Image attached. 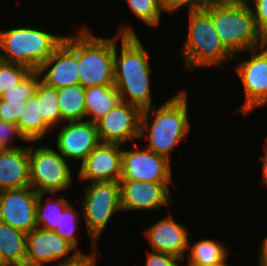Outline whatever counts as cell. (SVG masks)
Returning <instances> with one entry per match:
<instances>
[{
	"instance_id": "cell-39",
	"label": "cell",
	"mask_w": 267,
	"mask_h": 266,
	"mask_svg": "<svg viewBox=\"0 0 267 266\" xmlns=\"http://www.w3.org/2000/svg\"><path fill=\"white\" fill-rule=\"evenodd\" d=\"M265 143H266V145H265V149H264V154H263V156H262V177H261V179H262V181L264 182V184L266 185V187H267V138L265 139V141H264Z\"/></svg>"
},
{
	"instance_id": "cell-34",
	"label": "cell",
	"mask_w": 267,
	"mask_h": 266,
	"mask_svg": "<svg viewBox=\"0 0 267 266\" xmlns=\"http://www.w3.org/2000/svg\"><path fill=\"white\" fill-rule=\"evenodd\" d=\"M182 260L174 255L159 251L147 250L144 266H180Z\"/></svg>"
},
{
	"instance_id": "cell-18",
	"label": "cell",
	"mask_w": 267,
	"mask_h": 266,
	"mask_svg": "<svg viewBox=\"0 0 267 266\" xmlns=\"http://www.w3.org/2000/svg\"><path fill=\"white\" fill-rule=\"evenodd\" d=\"M144 235L151 250L174 255L185 262L190 232L170 213L145 229Z\"/></svg>"
},
{
	"instance_id": "cell-24",
	"label": "cell",
	"mask_w": 267,
	"mask_h": 266,
	"mask_svg": "<svg viewBox=\"0 0 267 266\" xmlns=\"http://www.w3.org/2000/svg\"><path fill=\"white\" fill-rule=\"evenodd\" d=\"M45 196L47 197L43 200ZM57 197V193L38 194L36 203L37 228L54 231L58 226L60 215L70 201L63 196Z\"/></svg>"
},
{
	"instance_id": "cell-35",
	"label": "cell",
	"mask_w": 267,
	"mask_h": 266,
	"mask_svg": "<svg viewBox=\"0 0 267 266\" xmlns=\"http://www.w3.org/2000/svg\"><path fill=\"white\" fill-rule=\"evenodd\" d=\"M251 4L249 6L252 9L257 29L261 33L267 32V0H251Z\"/></svg>"
},
{
	"instance_id": "cell-15",
	"label": "cell",
	"mask_w": 267,
	"mask_h": 266,
	"mask_svg": "<svg viewBox=\"0 0 267 266\" xmlns=\"http://www.w3.org/2000/svg\"><path fill=\"white\" fill-rule=\"evenodd\" d=\"M37 197L31 186L0 191V221L30 233L37 228Z\"/></svg>"
},
{
	"instance_id": "cell-21",
	"label": "cell",
	"mask_w": 267,
	"mask_h": 266,
	"mask_svg": "<svg viewBox=\"0 0 267 266\" xmlns=\"http://www.w3.org/2000/svg\"><path fill=\"white\" fill-rule=\"evenodd\" d=\"M27 234L0 221V255L7 266L25 265Z\"/></svg>"
},
{
	"instance_id": "cell-10",
	"label": "cell",
	"mask_w": 267,
	"mask_h": 266,
	"mask_svg": "<svg viewBox=\"0 0 267 266\" xmlns=\"http://www.w3.org/2000/svg\"><path fill=\"white\" fill-rule=\"evenodd\" d=\"M37 71L42 82L56 89L79 84L78 33L65 35Z\"/></svg>"
},
{
	"instance_id": "cell-31",
	"label": "cell",
	"mask_w": 267,
	"mask_h": 266,
	"mask_svg": "<svg viewBox=\"0 0 267 266\" xmlns=\"http://www.w3.org/2000/svg\"><path fill=\"white\" fill-rule=\"evenodd\" d=\"M15 138L23 142L26 141L25 143L29 142L21 133L17 124L0 120V150H11L22 147L12 143Z\"/></svg>"
},
{
	"instance_id": "cell-38",
	"label": "cell",
	"mask_w": 267,
	"mask_h": 266,
	"mask_svg": "<svg viewBox=\"0 0 267 266\" xmlns=\"http://www.w3.org/2000/svg\"><path fill=\"white\" fill-rule=\"evenodd\" d=\"M209 4L214 5H232V6H245L250 5L251 0H208Z\"/></svg>"
},
{
	"instance_id": "cell-20",
	"label": "cell",
	"mask_w": 267,
	"mask_h": 266,
	"mask_svg": "<svg viewBox=\"0 0 267 266\" xmlns=\"http://www.w3.org/2000/svg\"><path fill=\"white\" fill-rule=\"evenodd\" d=\"M121 101L118 90L114 85L85 88L86 120L96 124Z\"/></svg>"
},
{
	"instance_id": "cell-36",
	"label": "cell",
	"mask_w": 267,
	"mask_h": 266,
	"mask_svg": "<svg viewBox=\"0 0 267 266\" xmlns=\"http://www.w3.org/2000/svg\"><path fill=\"white\" fill-rule=\"evenodd\" d=\"M97 250L94 252H89V254H80L74 261L62 263L59 266H97Z\"/></svg>"
},
{
	"instance_id": "cell-23",
	"label": "cell",
	"mask_w": 267,
	"mask_h": 266,
	"mask_svg": "<svg viewBox=\"0 0 267 266\" xmlns=\"http://www.w3.org/2000/svg\"><path fill=\"white\" fill-rule=\"evenodd\" d=\"M17 125L21 133L31 143H38L53 131L42 119L38 111L37 89L33 96L26 101V107L19 118Z\"/></svg>"
},
{
	"instance_id": "cell-26",
	"label": "cell",
	"mask_w": 267,
	"mask_h": 266,
	"mask_svg": "<svg viewBox=\"0 0 267 266\" xmlns=\"http://www.w3.org/2000/svg\"><path fill=\"white\" fill-rule=\"evenodd\" d=\"M38 111L44 122L54 131L61 125L58 89L48 86L41 80L37 86Z\"/></svg>"
},
{
	"instance_id": "cell-40",
	"label": "cell",
	"mask_w": 267,
	"mask_h": 266,
	"mask_svg": "<svg viewBox=\"0 0 267 266\" xmlns=\"http://www.w3.org/2000/svg\"><path fill=\"white\" fill-rule=\"evenodd\" d=\"M227 259H228V257L223 261H220L218 263H213V264H187V265H184V266H230L226 262Z\"/></svg>"
},
{
	"instance_id": "cell-1",
	"label": "cell",
	"mask_w": 267,
	"mask_h": 266,
	"mask_svg": "<svg viewBox=\"0 0 267 266\" xmlns=\"http://www.w3.org/2000/svg\"><path fill=\"white\" fill-rule=\"evenodd\" d=\"M118 25V33L114 36V86L123 102L143 111L154 106L149 51L144 48L134 27ZM119 40L121 48L118 51Z\"/></svg>"
},
{
	"instance_id": "cell-28",
	"label": "cell",
	"mask_w": 267,
	"mask_h": 266,
	"mask_svg": "<svg viewBox=\"0 0 267 266\" xmlns=\"http://www.w3.org/2000/svg\"><path fill=\"white\" fill-rule=\"evenodd\" d=\"M79 214L78 209L70 202L62 211L59 224L54 231L71 243L82 254L78 247V239L76 238L79 229L78 223L81 221V215Z\"/></svg>"
},
{
	"instance_id": "cell-7",
	"label": "cell",
	"mask_w": 267,
	"mask_h": 266,
	"mask_svg": "<svg viewBox=\"0 0 267 266\" xmlns=\"http://www.w3.org/2000/svg\"><path fill=\"white\" fill-rule=\"evenodd\" d=\"M82 214L86 234L91 240L90 251L97 249L101 233L110 224V219L121 212L119 182H93L85 185Z\"/></svg>"
},
{
	"instance_id": "cell-37",
	"label": "cell",
	"mask_w": 267,
	"mask_h": 266,
	"mask_svg": "<svg viewBox=\"0 0 267 266\" xmlns=\"http://www.w3.org/2000/svg\"><path fill=\"white\" fill-rule=\"evenodd\" d=\"M259 259L258 265L259 266H267V235L263 238L260 242L259 246Z\"/></svg>"
},
{
	"instance_id": "cell-12",
	"label": "cell",
	"mask_w": 267,
	"mask_h": 266,
	"mask_svg": "<svg viewBox=\"0 0 267 266\" xmlns=\"http://www.w3.org/2000/svg\"><path fill=\"white\" fill-rule=\"evenodd\" d=\"M80 254L71 243L55 231L35 228L27 233L25 265L47 266L53 263L51 266H59L74 261Z\"/></svg>"
},
{
	"instance_id": "cell-13",
	"label": "cell",
	"mask_w": 267,
	"mask_h": 266,
	"mask_svg": "<svg viewBox=\"0 0 267 266\" xmlns=\"http://www.w3.org/2000/svg\"><path fill=\"white\" fill-rule=\"evenodd\" d=\"M141 113L138 107L121 101L96 123L100 142L120 145L138 142Z\"/></svg>"
},
{
	"instance_id": "cell-33",
	"label": "cell",
	"mask_w": 267,
	"mask_h": 266,
	"mask_svg": "<svg viewBox=\"0 0 267 266\" xmlns=\"http://www.w3.org/2000/svg\"><path fill=\"white\" fill-rule=\"evenodd\" d=\"M164 12L174 14L182 7L186 6V12L198 11L204 9L208 4V0H161Z\"/></svg>"
},
{
	"instance_id": "cell-17",
	"label": "cell",
	"mask_w": 267,
	"mask_h": 266,
	"mask_svg": "<svg viewBox=\"0 0 267 266\" xmlns=\"http://www.w3.org/2000/svg\"><path fill=\"white\" fill-rule=\"evenodd\" d=\"M56 137L55 149L68 161L79 163L100 143L96 124L87 120L64 122Z\"/></svg>"
},
{
	"instance_id": "cell-6",
	"label": "cell",
	"mask_w": 267,
	"mask_h": 266,
	"mask_svg": "<svg viewBox=\"0 0 267 266\" xmlns=\"http://www.w3.org/2000/svg\"><path fill=\"white\" fill-rule=\"evenodd\" d=\"M79 84L114 85V36L100 37L86 26L78 30Z\"/></svg>"
},
{
	"instance_id": "cell-30",
	"label": "cell",
	"mask_w": 267,
	"mask_h": 266,
	"mask_svg": "<svg viewBox=\"0 0 267 266\" xmlns=\"http://www.w3.org/2000/svg\"><path fill=\"white\" fill-rule=\"evenodd\" d=\"M39 72L32 70L18 85L4 92L0 99L7 101H27L36 92L39 81Z\"/></svg>"
},
{
	"instance_id": "cell-25",
	"label": "cell",
	"mask_w": 267,
	"mask_h": 266,
	"mask_svg": "<svg viewBox=\"0 0 267 266\" xmlns=\"http://www.w3.org/2000/svg\"><path fill=\"white\" fill-rule=\"evenodd\" d=\"M190 250V251H189ZM187 264H213L225 260L228 255L226 246L213 239H199L194 244L188 241Z\"/></svg>"
},
{
	"instance_id": "cell-27",
	"label": "cell",
	"mask_w": 267,
	"mask_h": 266,
	"mask_svg": "<svg viewBox=\"0 0 267 266\" xmlns=\"http://www.w3.org/2000/svg\"><path fill=\"white\" fill-rule=\"evenodd\" d=\"M129 10L146 27H158L161 23L162 14L165 13L161 0H126Z\"/></svg>"
},
{
	"instance_id": "cell-2",
	"label": "cell",
	"mask_w": 267,
	"mask_h": 266,
	"mask_svg": "<svg viewBox=\"0 0 267 266\" xmlns=\"http://www.w3.org/2000/svg\"><path fill=\"white\" fill-rule=\"evenodd\" d=\"M188 106V91L182 89L159 107L143 110L140 139L148 141L145 148L172 160L170 152L186 140L190 132Z\"/></svg>"
},
{
	"instance_id": "cell-4",
	"label": "cell",
	"mask_w": 267,
	"mask_h": 266,
	"mask_svg": "<svg viewBox=\"0 0 267 266\" xmlns=\"http://www.w3.org/2000/svg\"><path fill=\"white\" fill-rule=\"evenodd\" d=\"M65 35L49 33L37 27H13L0 30V57L2 61L20 64L31 70L38 68L63 42Z\"/></svg>"
},
{
	"instance_id": "cell-11",
	"label": "cell",
	"mask_w": 267,
	"mask_h": 266,
	"mask_svg": "<svg viewBox=\"0 0 267 266\" xmlns=\"http://www.w3.org/2000/svg\"><path fill=\"white\" fill-rule=\"evenodd\" d=\"M132 150L122 148V175L120 180L171 183V160L133 143ZM141 148V149H140Z\"/></svg>"
},
{
	"instance_id": "cell-16",
	"label": "cell",
	"mask_w": 267,
	"mask_h": 266,
	"mask_svg": "<svg viewBox=\"0 0 267 266\" xmlns=\"http://www.w3.org/2000/svg\"><path fill=\"white\" fill-rule=\"evenodd\" d=\"M171 183L120 180V203L123 211H153L169 207Z\"/></svg>"
},
{
	"instance_id": "cell-5",
	"label": "cell",
	"mask_w": 267,
	"mask_h": 266,
	"mask_svg": "<svg viewBox=\"0 0 267 266\" xmlns=\"http://www.w3.org/2000/svg\"><path fill=\"white\" fill-rule=\"evenodd\" d=\"M204 10L211 16L222 44L235 60L240 58V53L260 48L261 32L257 29L249 5L208 4Z\"/></svg>"
},
{
	"instance_id": "cell-8",
	"label": "cell",
	"mask_w": 267,
	"mask_h": 266,
	"mask_svg": "<svg viewBox=\"0 0 267 266\" xmlns=\"http://www.w3.org/2000/svg\"><path fill=\"white\" fill-rule=\"evenodd\" d=\"M29 145L30 186L38 194L65 192L73 186L68 160L48 145Z\"/></svg>"
},
{
	"instance_id": "cell-32",
	"label": "cell",
	"mask_w": 267,
	"mask_h": 266,
	"mask_svg": "<svg viewBox=\"0 0 267 266\" xmlns=\"http://www.w3.org/2000/svg\"><path fill=\"white\" fill-rule=\"evenodd\" d=\"M26 107V101H7L0 99V120L17 124Z\"/></svg>"
},
{
	"instance_id": "cell-42",
	"label": "cell",
	"mask_w": 267,
	"mask_h": 266,
	"mask_svg": "<svg viewBox=\"0 0 267 266\" xmlns=\"http://www.w3.org/2000/svg\"><path fill=\"white\" fill-rule=\"evenodd\" d=\"M0 266H7V265L4 263V261L2 260L1 255H0Z\"/></svg>"
},
{
	"instance_id": "cell-22",
	"label": "cell",
	"mask_w": 267,
	"mask_h": 266,
	"mask_svg": "<svg viewBox=\"0 0 267 266\" xmlns=\"http://www.w3.org/2000/svg\"><path fill=\"white\" fill-rule=\"evenodd\" d=\"M61 125L63 122L85 121V88L81 84L58 89Z\"/></svg>"
},
{
	"instance_id": "cell-29",
	"label": "cell",
	"mask_w": 267,
	"mask_h": 266,
	"mask_svg": "<svg viewBox=\"0 0 267 266\" xmlns=\"http://www.w3.org/2000/svg\"><path fill=\"white\" fill-rule=\"evenodd\" d=\"M32 70L24 65L0 61V96L18 85Z\"/></svg>"
},
{
	"instance_id": "cell-41",
	"label": "cell",
	"mask_w": 267,
	"mask_h": 266,
	"mask_svg": "<svg viewBox=\"0 0 267 266\" xmlns=\"http://www.w3.org/2000/svg\"><path fill=\"white\" fill-rule=\"evenodd\" d=\"M260 48L267 55V32L261 33Z\"/></svg>"
},
{
	"instance_id": "cell-3",
	"label": "cell",
	"mask_w": 267,
	"mask_h": 266,
	"mask_svg": "<svg viewBox=\"0 0 267 266\" xmlns=\"http://www.w3.org/2000/svg\"><path fill=\"white\" fill-rule=\"evenodd\" d=\"M188 31L182 48L177 52L183 58L186 70L223 68L234 56L222 44L211 16L204 10L187 12ZM225 61V62H224Z\"/></svg>"
},
{
	"instance_id": "cell-9",
	"label": "cell",
	"mask_w": 267,
	"mask_h": 266,
	"mask_svg": "<svg viewBox=\"0 0 267 266\" xmlns=\"http://www.w3.org/2000/svg\"><path fill=\"white\" fill-rule=\"evenodd\" d=\"M246 54L250 55L249 59L241 58L232 67L244 90L243 103L235 111L243 113L244 117L267 103V55L261 48L248 50Z\"/></svg>"
},
{
	"instance_id": "cell-14",
	"label": "cell",
	"mask_w": 267,
	"mask_h": 266,
	"mask_svg": "<svg viewBox=\"0 0 267 266\" xmlns=\"http://www.w3.org/2000/svg\"><path fill=\"white\" fill-rule=\"evenodd\" d=\"M122 147L100 142L81 162L78 178L84 183L119 182L122 175Z\"/></svg>"
},
{
	"instance_id": "cell-19",
	"label": "cell",
	"mask_w": 267,
	"mask_h": 266,
	"mask_svg": "<svg viewBox=\"0 0 267 266\" xmlns=\"http://www.w3.org/2000/svg\"><path fill=\"white\" fill-rule=\"evenodd\" d=\"M28 186L29 144L11 150H0V191Z\"/></svg>"
}]
</instances>
